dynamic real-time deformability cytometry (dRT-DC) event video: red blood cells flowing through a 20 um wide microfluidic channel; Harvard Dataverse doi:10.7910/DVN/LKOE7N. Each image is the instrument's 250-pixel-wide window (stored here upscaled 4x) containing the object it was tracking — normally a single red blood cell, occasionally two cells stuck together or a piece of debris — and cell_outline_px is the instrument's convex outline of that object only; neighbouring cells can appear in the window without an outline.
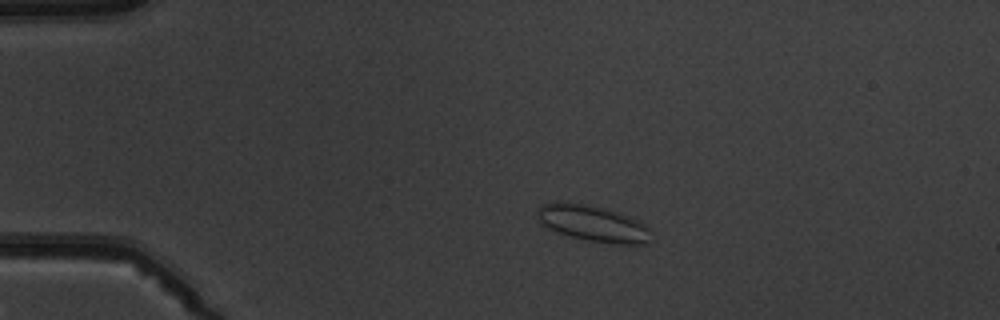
{"species": "common noctule bat (a hibernating species)", "species_latin": "Nyctalus noctula", "temperature_condition": "warm", "stored_images_in_passage": 5, "camera_frame_rate_fps": 3000, "um_per_image_px": 0.085, "animal": {"sex": "male", "body_mass_g": 19.5, "forearm_length_mm": 54.6}, "frame": {"image": 1, "passage_image": 1, "time_ms": 0.0, "image_size_px": [1000, 320], "cell_outline_px": [[652, 232], [644, 244], [608, 244], [588, 240], [556, 232], [540, 224], [536, 216], [536, 212], [544, 204], [556, 200], [560, 200], [584, 204], [604, 208], [628, 216], [644, 224]], "centroid_in_image_um": [50.33, 18.98], "position_along_channel_um": 34.7, "area_um2": 23.99}}
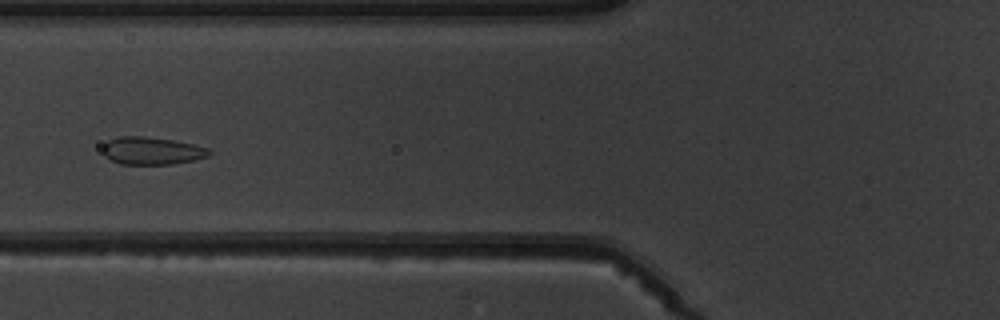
{"frame": {"image": 2, "passage_image": 4, "time_ms": 3.333, "image_size_px": [1000, 320], "cell_outline_px": [[212, 152], [208, 156], [192, 160], [172, 164], [120, 164], [104, 156], [104, 144], [108, 140], [120, 136], [144, 136], [176, 140], [208, 148]], "centroid_in_image_um": [12.9, 12.81], "position_along_channel_um": 112.9, "area_um2": 17.05}}
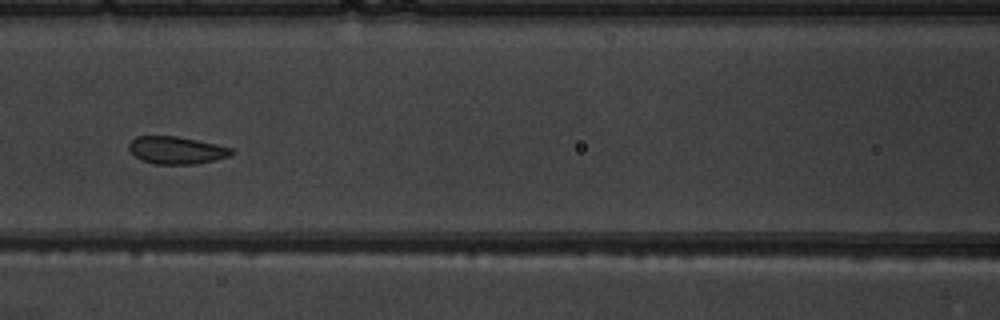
{"frame": {"image": 3, "passage_image": 5, "time_ms": 4.333, "image_size_px": [1000, 320], "cell_outline_px": [[236, 152], [228, 156], [196, 164], [156, 164], [144, 160], [136, 156], [128, 148], [128, 144], [136, 136], [176, 136], [216, 144], [232, 148]], "centroid_in_image_um": [15.01, 12.76], "position_along_channel_um": 151.6, "area_um2": 16.18}}